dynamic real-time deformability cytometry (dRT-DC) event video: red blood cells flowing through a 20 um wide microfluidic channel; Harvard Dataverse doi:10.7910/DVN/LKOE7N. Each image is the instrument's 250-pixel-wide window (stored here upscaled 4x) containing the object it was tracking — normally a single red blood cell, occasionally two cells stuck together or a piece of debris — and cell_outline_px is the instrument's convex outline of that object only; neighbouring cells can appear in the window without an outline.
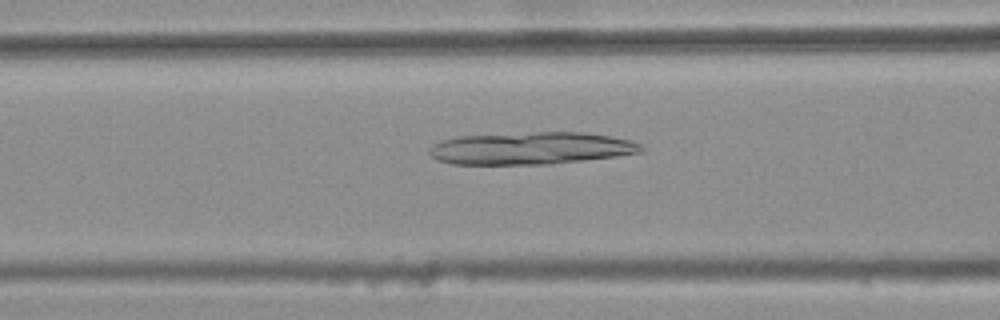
{"species": "common noctule bat (a hibernating species)", "species_latin": "Nyctalus noctula", "temperature_condition": "warm", "stored_images_in_passage": 47, "camera_frame_rate_fps": 3000, "um_per_image_px": 0.085, "animal": {"sex": "female", "body_mass_g": 25.1}, "frame": {"image": 1, "passage_image": 21, "time_ms": 6.667, "image_size_px": [1000, 320], "cell_outline_px": [[644, 148], [640, 152], [616, 156], [584, 160], [548, 164], [452, 164], [436, 160], [428, 152], [428, 148], [432, 144], [440, 140], [460, 136], [536, 132], [584, 132], [608, 136], [628, 140], [640, 144]], "centroid_in_image_um": [45.06, 12.6], "position_along_channel_um": 121.5, "area_um2": 39.77}}
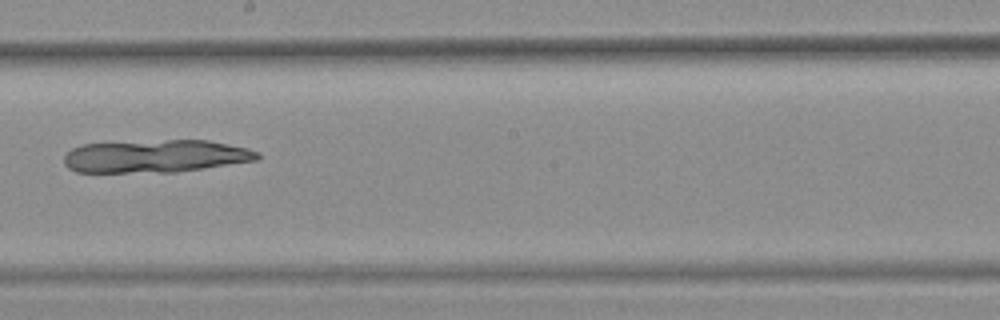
{"frame": {"image": 2, "passage_image": 30, "time_ms": 9.667, "image_size_px": [1000, 320], "cell_outline_px": [[260, 156], [256, 160], [176, 172], [76, 172], [68, 168], [64, 164], [64, 156], [72, 148], [84, 144], [168, 140], [208, 140], [248, 148], [260, 152]], "centroid_in_image_um": [13.22, 13.28], "position_along_channel_um": 235.0, "area_um2": 36.7}}
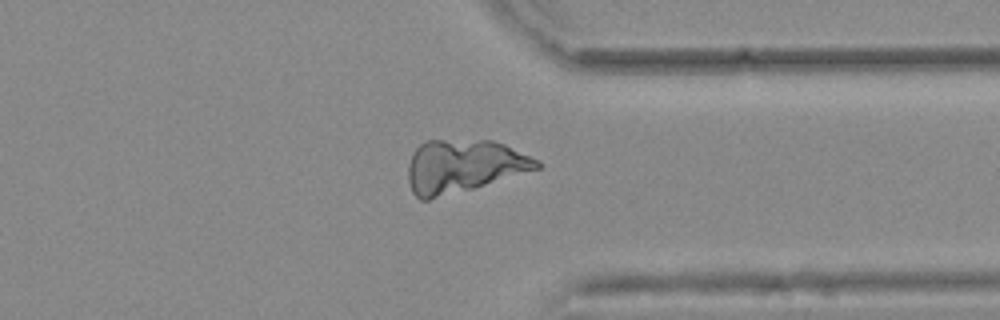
{"frame": {"image": 3, "passage_image": 41, "time_ms": 13.333, "image_size_px": [1000, 320], "cell_outline_px": [[540, 168], [472, 188], [428, 200], [420, 200], [412, 192], [408, 180], [408, 164], [412, 152], [420, 144], [428, 140], [492, 140], [504, 144], [540, 160]], "centroid_in_image_um": [39.36, 14.11], "position_along_channel_um": 372.0, "area_um2": 39.48}}